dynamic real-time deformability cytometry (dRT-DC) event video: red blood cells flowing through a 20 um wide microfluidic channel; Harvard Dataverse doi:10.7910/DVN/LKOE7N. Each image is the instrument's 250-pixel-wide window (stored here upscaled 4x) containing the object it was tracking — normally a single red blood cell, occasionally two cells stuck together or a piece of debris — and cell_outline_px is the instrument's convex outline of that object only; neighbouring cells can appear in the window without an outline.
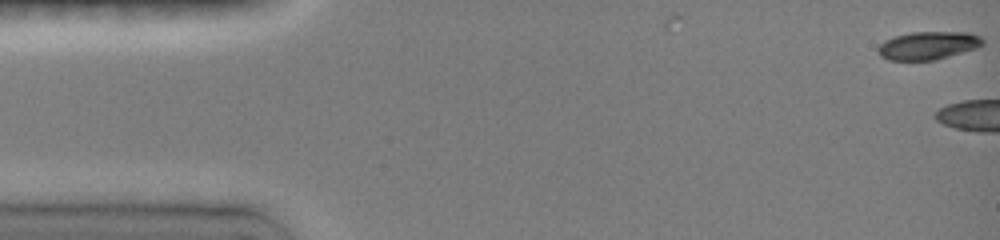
{"species": "common noctule bat (a hibernating species)", "species_latin": "Nyctalus noctula", "temperature_condition": "room temperature", "stored_images_in_passage": 11, "camera_frame_rate_fps": 3000, "um_per_image_px": 0.085, "animal": {"sex": "female", "body_mass_g": 19.0, "forearm_length_mm": 51.5}, "frame": {"image": 1, "passage_image": 1, "time_ms": 0.0, "image_size_px": [1000, 240], "cell_outline_px": [[984, 44], [976, 48], [936, 60], [888, 60], [880, 56], [876, 48], [884, 40], [892, 36], [908, 32], [968, 32], [980, 36], [984, 40]], "centroid_in_image_um": [78.86, 3.86], "position_along_channel_um": 6.1, "area_um2": 17.34}}